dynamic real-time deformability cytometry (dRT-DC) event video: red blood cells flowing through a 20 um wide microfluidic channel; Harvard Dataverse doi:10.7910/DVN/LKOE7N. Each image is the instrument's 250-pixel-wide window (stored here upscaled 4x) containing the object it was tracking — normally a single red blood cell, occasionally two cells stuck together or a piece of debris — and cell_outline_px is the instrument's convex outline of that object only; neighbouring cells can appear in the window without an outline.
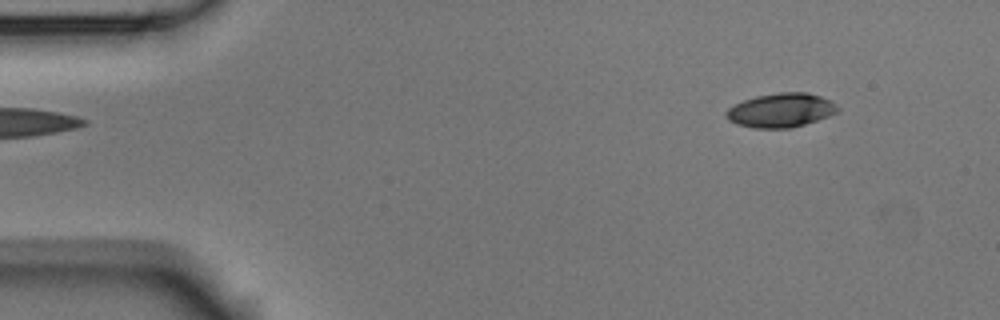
{"species": "Egyptian fruit bat (a non-hibernating species)", "species_latin": "Rousettus aegyptiacus", "temperature_condition": "room temperature", "stored_images_in_passage": 6, "camera_frame_rate_fps": 3000, "um_per_image_px": 0.085, "animal": {"sex": "male"}, "frame": {"image": 1, "passage_image": 1, "time_ms": 0.0, "image_size_px": [1000, 320], "cell_outline_px": [[840, 108], [836, 112], [828, 116], [804, 124], [788, 128], [756, 128], [736, 124], [728, 120], [728, 108], [744, 100], [756, 96], [780, 92], [808, 92], [832, 100]], "centroid_in_image_um": [66.41, 9.36], "position_along_channel_um": 18.6, "area_um2": 21.91}}
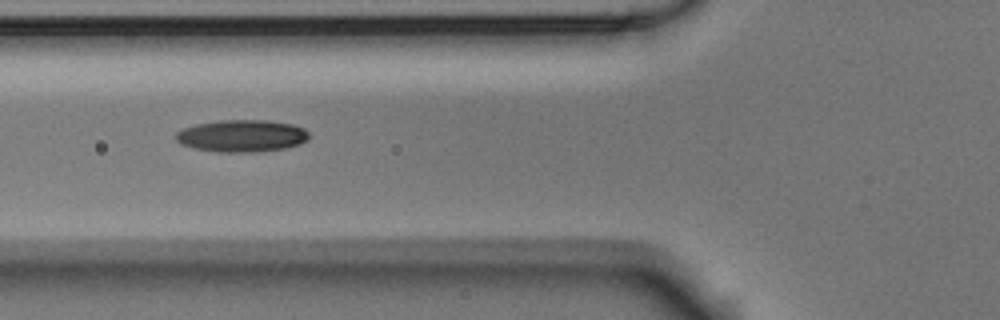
{"frame": {"image": 2, "passage_image": 5, "time_ms": 1.333, "image_size_px": [1000, 320], "cell_outline_px": [[308, 140], [300, 144], [284, 148], [260, 152], [216, 152], [196, 148], [180, 144], [176, 140], [176, 132], [184, 128], [196, 124], [220, 120], [268, 120], [292, 124], [304, 128], [308, 132]], "centroid_in_image_um": [20.57, 11.55], "position_along_channel_um": 105.2, "area_um2": 25.03}}
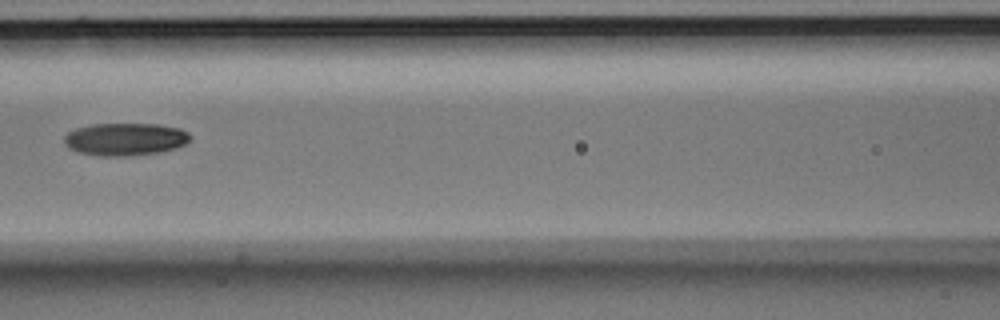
{"frame": {"image": 3, "passage_image": 6, "time_ms": 1.667, "image_size_px": [1000, 320], "cell_outline_px": [[192, 140], [176, 148], [160, 152], [132, 156], [96, 156], [76, 152], [68, 148], [64, 144], [64, 136], [68, 132], [76, 128], [92, 124], [156, 124], [180, 128], [188, 132], [192, 136]], "centroid_in_image_um": [10.63, 11.84], "position_along_channel_um": 156.0, "area_um2": 24.33}}